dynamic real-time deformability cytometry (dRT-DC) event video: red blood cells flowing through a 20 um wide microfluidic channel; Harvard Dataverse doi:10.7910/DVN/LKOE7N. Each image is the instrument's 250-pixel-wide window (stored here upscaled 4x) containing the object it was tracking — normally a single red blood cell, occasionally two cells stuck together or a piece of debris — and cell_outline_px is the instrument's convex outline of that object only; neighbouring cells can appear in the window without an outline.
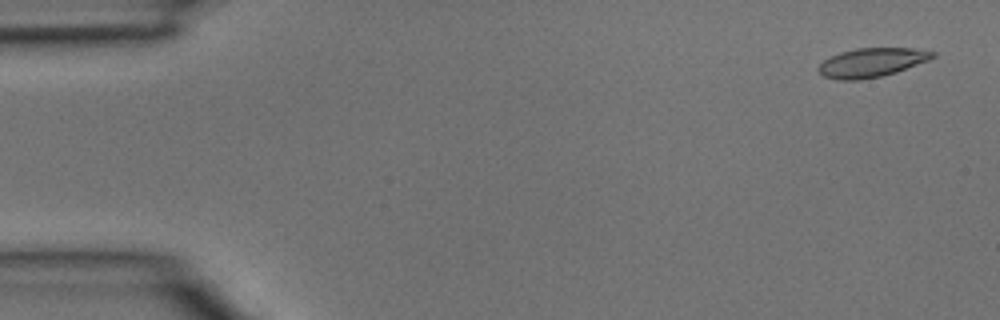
{"species": "common noctule bat (a hibernating species)", "species_latin": "Nyctalus noctula", "temperature_condition": "room temperature", "stored_images_in_passage": 2, "segment_of_instrument_passage": [2, 2], "camera_frame_rate_fps": 3000, "um_per_image_px": 0.085, "animal": {"sex": "male", "body_mass_g": 15.6}, "frame": {"image": 1, "passage_image": 2, "time_ms": 0.333, "image_size_px": [1000, 320], "cell_outline_px": [[936, 56], [928, 60], [896, 72], [880, 76], [860, 80], [836, 80], [824, 76], [816, 68], [824, 60], [840, 52], [856, 48], [912, 48], [936, 52]], "centroid_in_image_um": [74.08, 5.31], "position_along_channel_um": 10.9, "area_um2": 19.19}}